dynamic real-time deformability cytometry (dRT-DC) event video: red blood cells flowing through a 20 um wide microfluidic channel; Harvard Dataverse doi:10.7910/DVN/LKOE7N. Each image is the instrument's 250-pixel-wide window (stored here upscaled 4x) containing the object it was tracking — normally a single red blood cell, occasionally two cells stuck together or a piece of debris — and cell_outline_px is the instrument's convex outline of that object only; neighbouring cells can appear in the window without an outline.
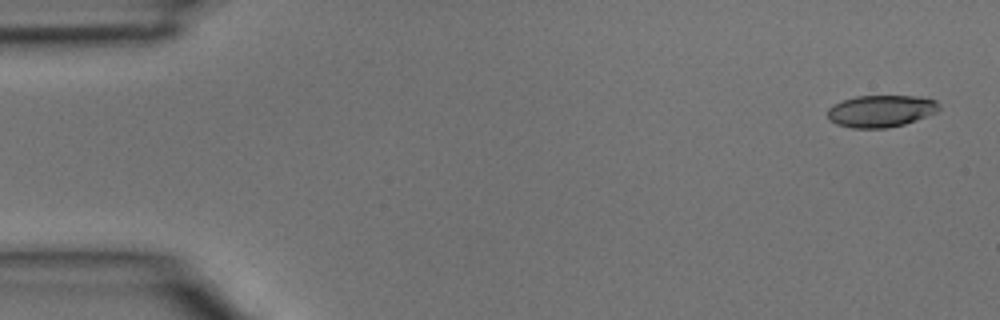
{"species": "common noctule bat (a hibernating species)", "species_latin": "Nyctalus noctula", "temperature_condition": "room temperature", "stored_images_in_passage": 4, "camera_frame_rate_fps": 3000, "um_per_image_px": 0.085, "animal": {"sex": "male", "body_mass_g": 15.6}, "frame": {"image": 1, "passage_image": 1, "time_ms": 0.0, "image_size_px": [1000, 320], "cell_outline_px": [[940, 108], [936, 112], [904, 124], [888, 128], [852, 128], [836, 124], [828, 120], [828, 108], [832, 104], [856, 96], [916, 96], [936, 100], [940, 104]], "centroid_in_image_um": [74.85, 9.44], "position_along_channel_um": 10.1, "area_um2": 20.81}}
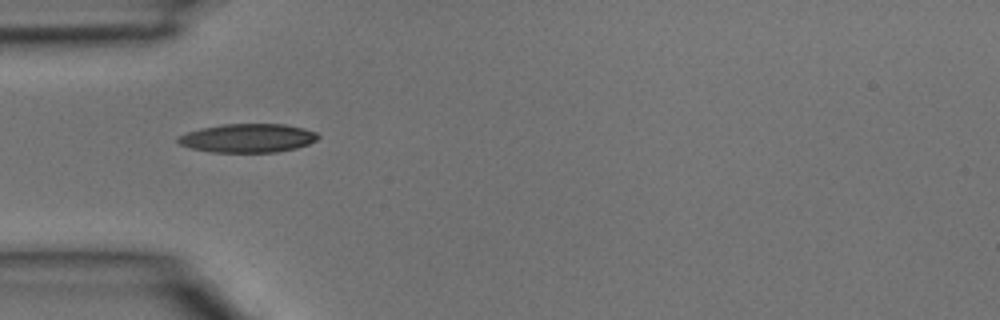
{"frame": {"image": 2, "passage_image": 4, "time_ms": 1.0, "image_size_px": [1000, 320], "cell_outline_px": [[320, 136], [316, 140], [308, 144], [296, 148], [276, 152], [212, 152], [188, 148], [176, 144], [176, 136], [200, 128], [224, 124], [284, 124], [304, 128], [316, 132]], "centroid_in_image_um": [21.01, 11.74], "position_along_channel_um": 64.0, "area_um2": 23.64}}